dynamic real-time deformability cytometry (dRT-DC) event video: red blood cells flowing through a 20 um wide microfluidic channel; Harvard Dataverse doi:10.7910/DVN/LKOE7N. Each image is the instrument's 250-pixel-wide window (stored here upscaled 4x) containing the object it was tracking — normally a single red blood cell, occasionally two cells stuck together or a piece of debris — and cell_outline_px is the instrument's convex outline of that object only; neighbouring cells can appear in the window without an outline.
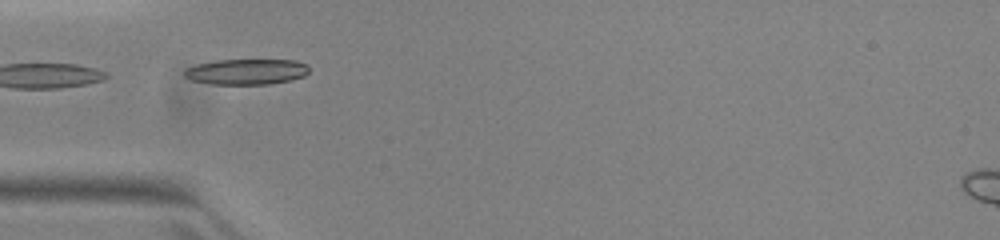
{"species": "common noctule bat (a hibernating species)", "species_latin": "Nyctalus noctula", "temperature_condition": "warm", "stored_images_in_passage": 11, "camera_frame_rate_fps": 3000, "um_per_image_px": 0.085, "animal": {"sex": "female", "body_mass_g": 23.0, "forearm_length_mm": 53.4}, "frame": {"image": 1, "passage_image": 1, "time_ms": 0.0, "image_size_px": [1000, 240], "cell_outline_px": [[308, 72], [304, 76], [288, 80], [268, 84], [212, 84], [192, 80], [184, 76], [184, 72], [188, 68], [196, 64], [216, 60], [292, 60], [308, 64]], "centroid_in_image_um": [20.94, 6.09], "position_along_channel_um": 64.1, "area_um2": 18.44}}
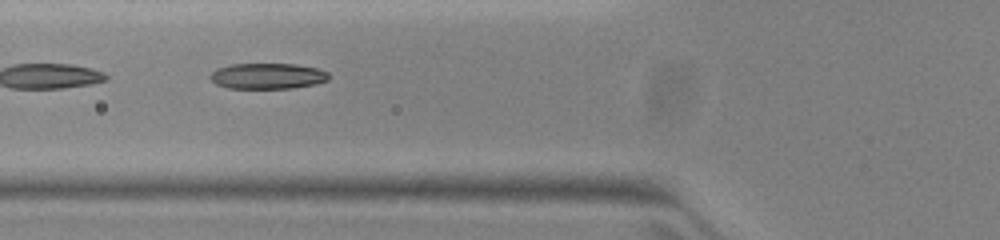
{"frame": {"image": 2, "passage_image": 4, "time_ms": 1.0, "image_size_px": [1000, 240], "cell_outline_px": [[328, 80], [316, 84], [292, 88], [228, 88], [216, 84], [212, 80], [212, 72], [216, 68], [232, 64], [296, 64], [320, 68], [328, 72]], "centroid_in_image_um": [22.78, 6.46], "position_along_channel_um": 103.0, "area_um2": 17.8}}